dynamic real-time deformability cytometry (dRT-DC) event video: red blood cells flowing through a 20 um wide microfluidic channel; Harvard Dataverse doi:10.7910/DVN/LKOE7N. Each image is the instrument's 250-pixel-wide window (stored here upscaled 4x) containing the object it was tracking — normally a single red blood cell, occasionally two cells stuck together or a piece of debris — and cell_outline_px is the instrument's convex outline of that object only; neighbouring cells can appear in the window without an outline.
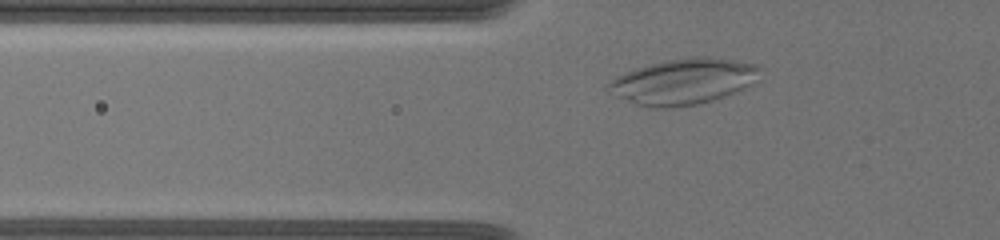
{"species": "common noctule bat (a hibernating species)", "species_latin": "Nyctalus noctula", "temperature_condition": "warm", "stored_images_in_passage": 4, "camera_frame_rate_fps": 3000, "um_per_image_px": 0.085, "animal": {"sex": "female", "body_mass_g": 19.5, "forearm_length_mm": 54.1}, "frame": {"image": 1, "passage_image": 3, "time_ms": 2.0, "image_size_px": [1000, 240], "cell_outline_px": [[760, 68], [748, 84], [744, 88], [724, 96], [712, 100], [696, 104], [668, 108], [652, 108], [636, 104], [616, 96], [604, 84], [616, 76], [624, 72], [636, 68], [668, 60], [696, 56], [708, 56], [756, 64]], "centroid_in_image_um": [58.0, 6.93], "position_along_channel_um": 67.8, "area_um2": 39.71}}